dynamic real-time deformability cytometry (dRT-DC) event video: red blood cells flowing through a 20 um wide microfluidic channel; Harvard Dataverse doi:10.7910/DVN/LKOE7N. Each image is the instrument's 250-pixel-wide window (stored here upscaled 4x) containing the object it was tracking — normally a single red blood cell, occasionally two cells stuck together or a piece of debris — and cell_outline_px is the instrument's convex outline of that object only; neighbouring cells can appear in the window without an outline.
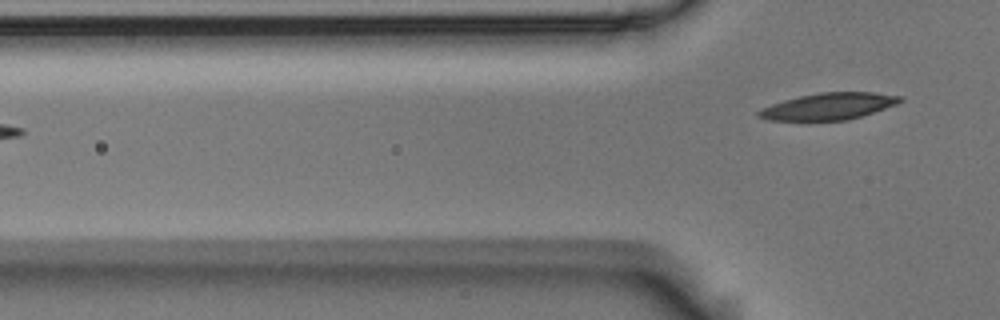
{"species": "Egyptian fruit bat (a non-hibernating species)", "species_latin": "Rousettus aegyptiacus", "temperature_condition": "room temperature", "stored_images_in_passage": 6, "segment_of_instrument_passage": [3, 3], "camera_frame_rate_fps": 3000, "um_per_image_px": 0.085, "animal": {"sex": "male"}, "frame": {"image": 1, "passage_image": 6, "time_ms": 1.667, "image_size_px": [1000, 320], "cell_outline_px": [[904, 100], [896, 104], [848, 120], [808, 124], [768, 120], [756, 116], [756, 112], [760, 108], [784, 100], [800, 96], [820, 92], [876, 92], [900, 96]], "centroid_in_image_um": [70.31, 9.09], "position_along_channel_um": 55.5, "area_um2": 23.0}}